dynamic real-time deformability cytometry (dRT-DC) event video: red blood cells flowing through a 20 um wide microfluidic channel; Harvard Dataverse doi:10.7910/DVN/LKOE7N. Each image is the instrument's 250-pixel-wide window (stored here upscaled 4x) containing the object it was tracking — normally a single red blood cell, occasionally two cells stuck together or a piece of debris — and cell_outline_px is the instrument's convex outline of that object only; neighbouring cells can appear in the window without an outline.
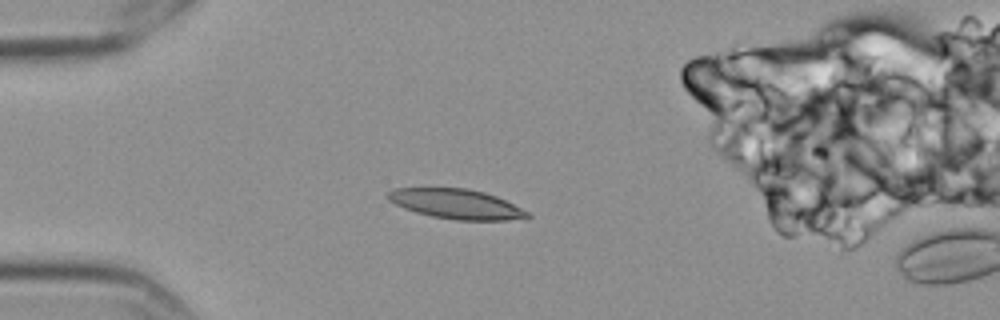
{"species": "Egyptian fruit bat (a non-hibernating species)", "species_latin": "Rousettus aegyptiacus", "temperature_condition": "cold", "stored_images_in_passage": 3, "camera_frame_rate_fps": 3000, "um_per_image_px": 0.085, "frame": {"image": 1, "passage_image": 2, "time_ms": 0.333, "image_size_px": [1000, 320], "cell_outline_px": [[532, 216], [528, 220], [456, 220], [432, 216], [416, 212], [404, 208], [388, 200], [384, 196], [392, 188], [468, 188], [484, 192], [496, 196], [528, 212]], "centroid_in_image_um": [38.79, 17.34], "position_along_channel_um": 46.2, "area_um2": 24.33}}